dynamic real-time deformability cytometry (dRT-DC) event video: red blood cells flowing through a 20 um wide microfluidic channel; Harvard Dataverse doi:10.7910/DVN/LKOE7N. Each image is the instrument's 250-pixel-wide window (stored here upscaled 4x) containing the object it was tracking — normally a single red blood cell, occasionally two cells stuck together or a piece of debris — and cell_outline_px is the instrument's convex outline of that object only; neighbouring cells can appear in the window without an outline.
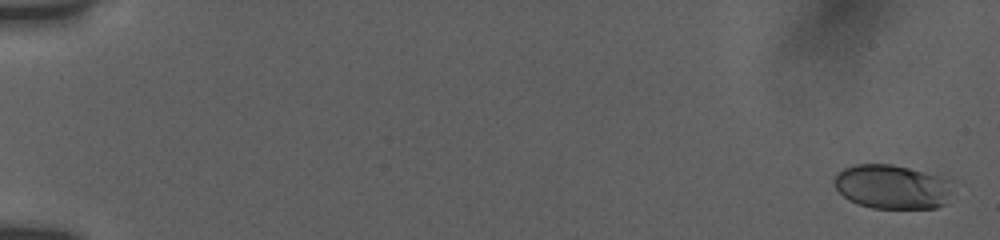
{"species": "human", "species_latin": "Homo sapiens", "temperature_condition": "room temperature", "stored_images_in_passage": 14, "camera_frame_rate_fps": 3000, "um_per_image_px": 0.085, "donor": {"sex": "female"}, "frame": {"image": 1, "passage_image": 1, "time_ms": 0.0, "image_size_px": [1000, 240], "cell_outline_px": [[956, 180], [944, 204], [936, 208], [872, 208], [848, 200], [836, 188], [832, 180], [836, 172], [844, 168], [856, 164], [892, 164], [948, 176]], "centroid_in_image_um": [75.89, 15.85], "position_along_channel_um": 9.1, "area_um2": 31.21}}